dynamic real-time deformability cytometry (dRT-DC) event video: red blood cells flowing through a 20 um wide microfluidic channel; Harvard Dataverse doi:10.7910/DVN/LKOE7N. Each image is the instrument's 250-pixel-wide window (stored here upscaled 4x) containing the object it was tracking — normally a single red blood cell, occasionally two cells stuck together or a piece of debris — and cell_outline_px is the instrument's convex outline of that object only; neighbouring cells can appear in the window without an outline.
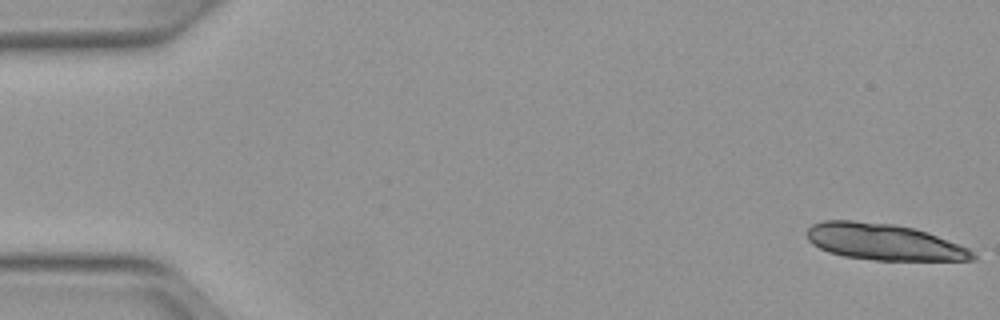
{"species": "Egyptian fruit bat (a non-hibernating species)", "species_latin": "Rousettus aegyptiacus", "temperature_condition": "warm", "stored_images_in_passage": 16, "camera_frame_rate_fps": 3000, "um_per_image_px": 0.085, "animal": {"sex": "female"}, "frame": {"image": 1, "passage_image": 1, "time_ms": 0.0, "image_size_px": [1000, 320], "cell_outline_px": [[976, 260], [876, 260], [844, 256], [828, 252], [812, 244], [808, 240], [804, 232], [812, 224], [824, 220], [852, 220], [892, 224], [912, 228], [928, 232], [968, 248], [976, 256]], "centroid_in_image_um": [75.07, 20.56], "position_along_channel_um": 9.9, "area_um2": 35.08}}